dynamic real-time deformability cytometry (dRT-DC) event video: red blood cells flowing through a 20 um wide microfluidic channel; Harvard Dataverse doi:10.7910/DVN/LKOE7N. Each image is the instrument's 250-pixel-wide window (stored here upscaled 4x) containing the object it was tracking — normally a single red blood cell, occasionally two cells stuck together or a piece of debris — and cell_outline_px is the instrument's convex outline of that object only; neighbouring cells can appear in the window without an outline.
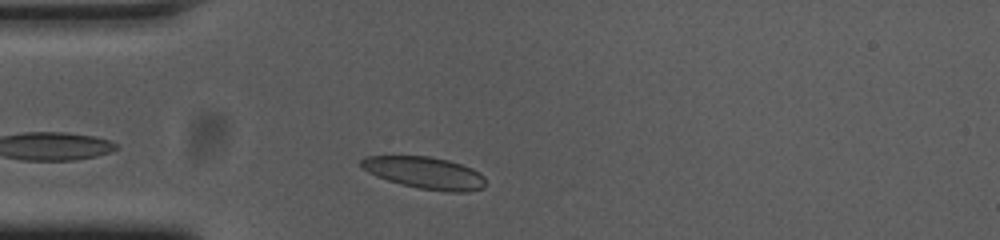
{"species": "common noctule bat (a hibernating species)", "species_latin": "Nyctalus noctula", "temperature_condition": "cold", "stored_images_in_passage": 19, "camera_frame_rate_fps": 3000, "um_per_image_px": 0.085, "animal": {"sex": "female", "body_mass_g": 23.0, "forearm_length_mm": 53.4}, "frame": {"image": 1, "passage_image": 3, "time_ms": 0.667, "image_size_px": [1000, 240], "cell_outline_px": [[484, 188], [468, 192], [448, 192], [420, 188], [400, 184], [376, 176], [368, 172], [360, 164], [360, 160], [368, 156], [428, 156], [448, 160], [472, 168], [480, 172], [484, 176]], "centroid_in_image_um": [36.14, 14.69], "position_along_channel_um": 48.9, "area_um2": 23.12}}
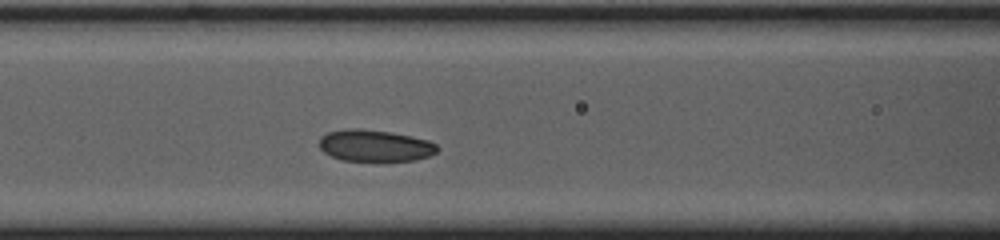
{"frame": {"image": 2, "passage_image": 11, "time_ms": 3.333, "image_size_px": [1000, 240], "cell_outline_px": [[440, 148], [436, 152], [428, 156], [416, 160], [340, 160], [324, 152], [320, 148], [320, 136], [328, 132], [348, 128], [356, 128], [388, 132], [412, 136], [428, 140], [436, 144]], "centroid_in_image_um": [31.87, 12.37], "position_along_channel_um": 134.7, "area_um2": 21.56}}
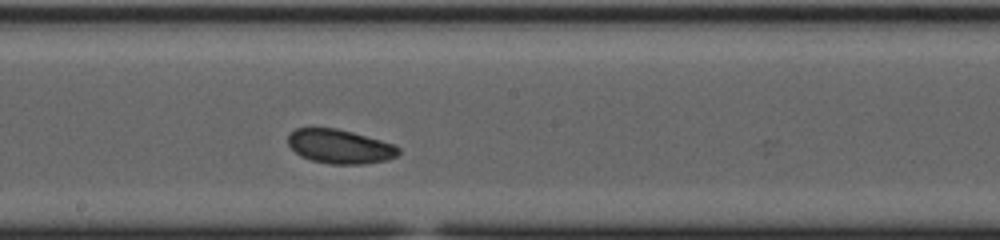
{"frame": {"image": 3, "passage_image": 18, "time_ms": 5.667, "image_size_px": [1000, 240], "cell_outline_px": [[400, 152], [396, 156], [388, 160], [364, 164], [328, 164], [312, 160], [300, 156], [288, 144], [288, 136], [296, 128], [336, 128], [352, 132], [380, 140], [392, 144], [400, 148]], "centroid_in_image_um": [28.89, 12.46], "position_along_channel_um": 219.3, "area_um2": 21.85}}